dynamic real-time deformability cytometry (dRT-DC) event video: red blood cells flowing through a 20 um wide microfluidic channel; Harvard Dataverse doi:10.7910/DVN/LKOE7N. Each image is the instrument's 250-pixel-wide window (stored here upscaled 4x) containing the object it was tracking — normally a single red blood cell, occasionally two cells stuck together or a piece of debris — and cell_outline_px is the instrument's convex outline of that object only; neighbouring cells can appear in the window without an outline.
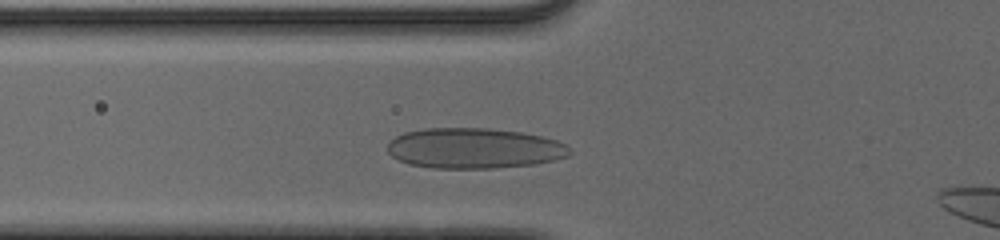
{"species": "human", "species_latin": "Homo sapiens", "temperature_condition": "cold", "stored_images_in_passage": 32, "camera_frame_rate_fps": 3000, "um_per_image_px": 0.085, "donor": {"sex": "male"}, "frame": {"image": 1, "passage_image": 7, "time_ms": 2.0, "image_size_px": [1000, 240], "cell_outline_px": [[572, 152], [568, 156], [536, 164], [492, 168], [432, 168], [408, 164], [392, 156], [388, 152], [388, 144], [396, 136], [404, 132], [424, 128], [488, 128], [520, 132], [544, 136], [556, 140], [564, 144]], "centroid_in_image_um": [40.3, 12.6], "position_along_channel_um": 85.5, "area_um2": 42.95}}
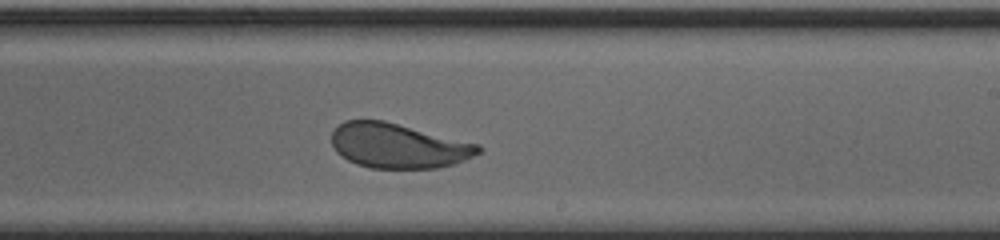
{"frame": {"image": 2, "passage_image": 20, "time_ms": 6.333, "image_size_px": [1000, 240], "cell_outline_px": [[480, 152], [464, 160], [452, 164], [436, 168], [372, 168], [356, 164], [340, 156], [336, 152], [332, 144], [332, 132], [344, 120], [384, 120], [480, 144]], "centroid_in_image_um": [33.82, 12.38], "position_along_channel_um": 255.2, "area_um2": 38.21}}
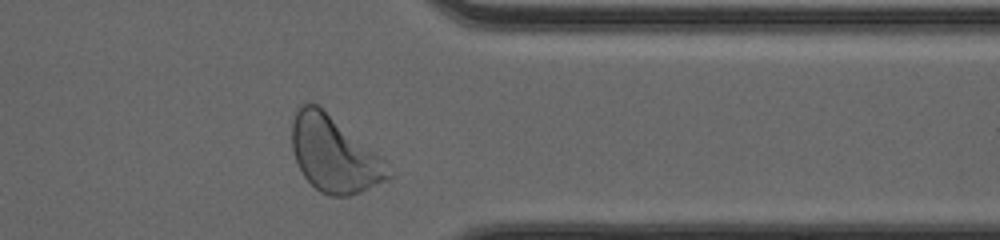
{"frame": {"image": 3, "passage_image": 30, "time_ms": 9.667, "image_size_px": [1000, 240], "cell_outline_px": [[392, 176], [388, 180], [360, 192], [348, 196], [332, 196], [320, 192], [304, 176], [296, 160], [292, 148], [292, 120], [300, 104], [316, 104], [380, 156], [388, 164]], "centroid_in_image_um": [28.4, 13.15], "position_along_channel_um": 383.0, "area_um2": 41.73}, "authors_computed_cell_mechanics": {"area_um2": 39.6219, "velocity_mm_per_s": 3.9299, "shape_relaxation_time_tau1_ms": 3.9756, "shape_relaxation_time_tau2_ms": null, "deformation_change_tau1": 0.1283, "deformation_change_tau2": null}}